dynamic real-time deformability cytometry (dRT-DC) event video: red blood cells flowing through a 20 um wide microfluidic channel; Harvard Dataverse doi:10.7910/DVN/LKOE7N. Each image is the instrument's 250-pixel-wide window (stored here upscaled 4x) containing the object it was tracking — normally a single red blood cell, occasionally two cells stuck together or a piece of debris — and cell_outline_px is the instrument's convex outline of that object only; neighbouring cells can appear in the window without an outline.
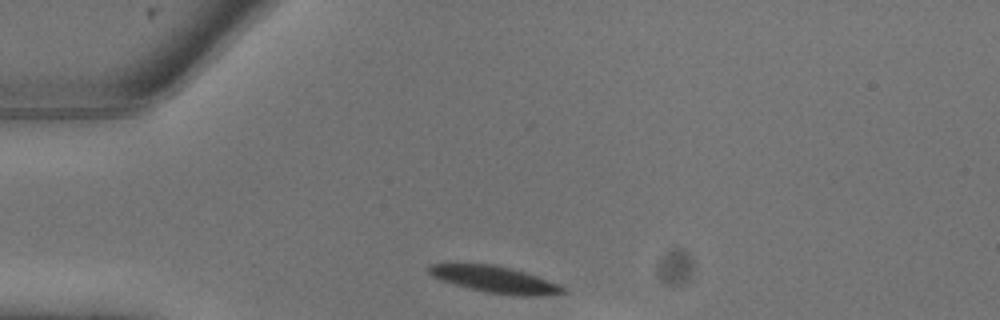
{"species": "common noctule bat (a hibernating species)", "species_latin": "Nyctalus noctula", "temperature_condition": "warm", "stored_images_in_passage": 4, "camera_frame_rate_fps": 3000, "um_per_image_px": 0.085, "animal": {"sex": "male", "body_mass_g": 13.3}, "frame": {"image": 1, "passage_image": 1, "time_ms": 0.0, "image_size_px": [1000, 320], "cell_outline_px": [[564, 292], [544, 296], [516, 296], [484, 292], [456, 284], [432, 276], [428, 272], [428, 268], [432, 264], [492, 264], [524, 272], [560, 284], [564, 288]], "centroid_in_image_um": [42.1, 23.77], "position_along_channel_um": 42.9, "area_um2": 20.4}}